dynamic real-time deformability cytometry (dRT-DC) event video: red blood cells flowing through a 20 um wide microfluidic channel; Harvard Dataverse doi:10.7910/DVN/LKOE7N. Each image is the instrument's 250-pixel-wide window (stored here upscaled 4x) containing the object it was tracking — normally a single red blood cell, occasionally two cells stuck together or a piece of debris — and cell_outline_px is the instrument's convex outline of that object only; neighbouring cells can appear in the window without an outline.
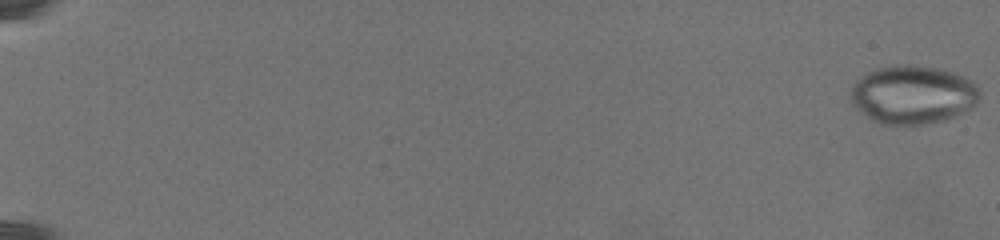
{"species": "common noctule bat (a hibernating species)", "species_latin": "Nyctalus noctula", "temperature_condition": "warm", "stored_images_in_passage": 27, "camera_frame_rate_fps": 3000, "um_per_image_px": 0.085, "animal": {"sex": "female", "body_mass_g": 19.5, "forearm_length_mm": 54.1}, "frame": {"image": 1, "passage_image": 1, "time_ms": 0.0, "image_size_px": [1000, 240], "cell_outline_px": [[980, 100], [972, 108], [944, 120], [912, 128], [880, 124], [868, 120], [852, 104], [852, 88], [856, 80], [860, 76], [876, 68], [896, 64], [912, 64], [944, 68], [964, 76], [976, 84], [980, 92]], "centroid_in_image_um": [77.59, 8.07], "position_along_channel_um": 7.4, "area_um2": 45.32}}
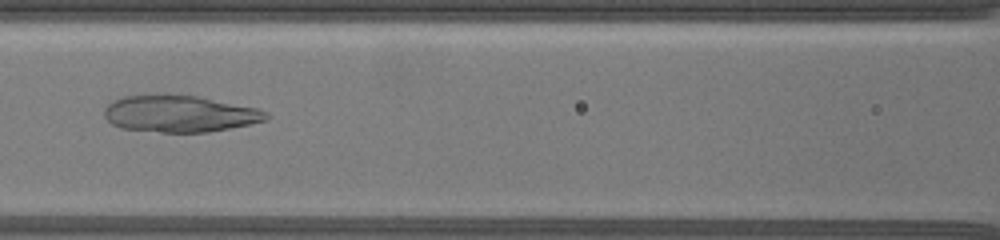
{"frame": {"image": 2, "passage_image": 25, "time_ms": 13.333, "image_size_px": [1000, 240], "cell_outline_px": [[272, 116], [268, 120], [208, 132], [160, 132], [120, 128], [112, 124], [104, 116], [104, 108], [112, 100], [124, 96], [164, 92], [196, 96], [260, 108], [268, 112]], "centroid_in_image_um": [15.26, 9.64], "position_along_channel_um": 151.3, "area_um2": 35.37}}
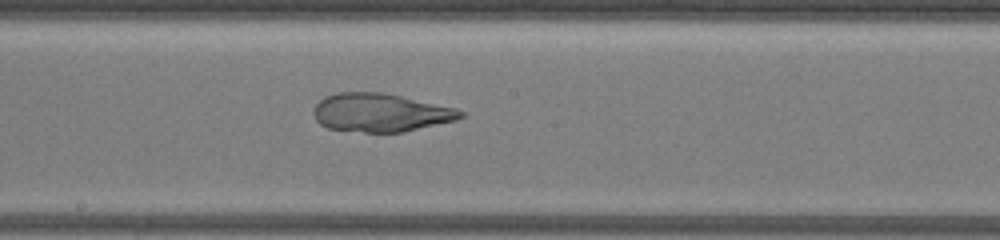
{"frame": {"image": 3, "passage_image": 27, "time_ms": 15.667, "image_size_px": [1000, 240], "cell_outline_px": [[464, 116], [456, 120], [404, 132], [364, 132], [328, 128], [320, 124], [316, 120], [312, 112], [312, 108], [324, 96], [340, 92], [384, 92], [456, 108], [464, 112]], "centroid_in_image_um": [32.33, 9.56], "position_along_channel_um": 215.9, "area_um2": 32.95}}